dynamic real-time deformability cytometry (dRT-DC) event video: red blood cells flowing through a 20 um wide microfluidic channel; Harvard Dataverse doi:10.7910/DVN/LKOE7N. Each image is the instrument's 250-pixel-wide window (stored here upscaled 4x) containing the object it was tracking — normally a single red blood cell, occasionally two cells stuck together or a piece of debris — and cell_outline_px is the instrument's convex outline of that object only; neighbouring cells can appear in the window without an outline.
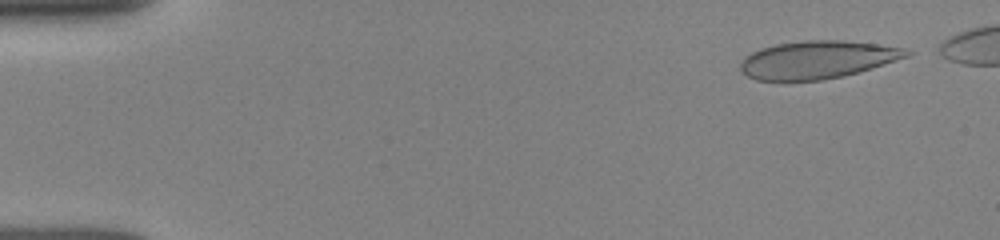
{"species": "human", "species_latin": "Homo sapiens", "temperature_condition": "room temperature", "stored_images_in_passage": 46, "camera_frame_rate_fps": 3000, "um_per_image_px": 0.085, "donor": {"sex": "female"}, "frame": {"image": 1, "passage_image": 2, "time_ms": 0.333, "image_size_px": [1000, 240], "cell_outline_px": [[916, 52], [908, 56], [872, 68], [844, 76], [820, 80], [756, 80], [740, 72], [740, 64], [752, 52], [760, 48], [776, 44], [808, 40], [844, 40], [876, 44], [904, 48]], "centroid_in_image_um": [69.5, 5.07], "position_along_channel_um": 15.5, "area_um2": 36.41}}
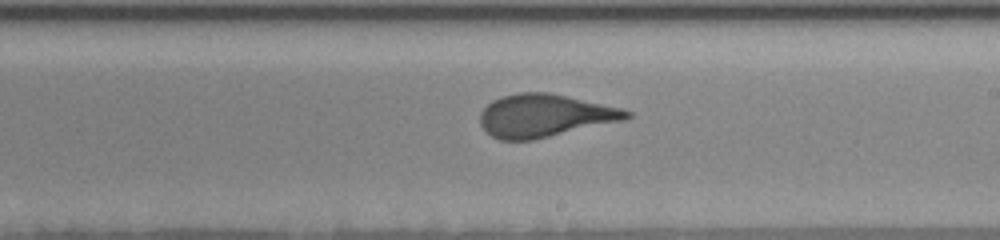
{"frame": {"image": 2, "passage_image": 28, "time_ms": 9.0, "image_size_px": [1000, 240], "cell_outline_px": [[632, 116], [624, 120], [532, 140], [500, 140], [492, 136], [480, 124], [480, 112], [492, 100], [500, 96], [520, 92], [548, 92], [620, 108], [632, 112]], "centroid_in_image_um": [46.26, 9.82], "position_along_channel_um": 242.7, "area_um2": 36.24}}
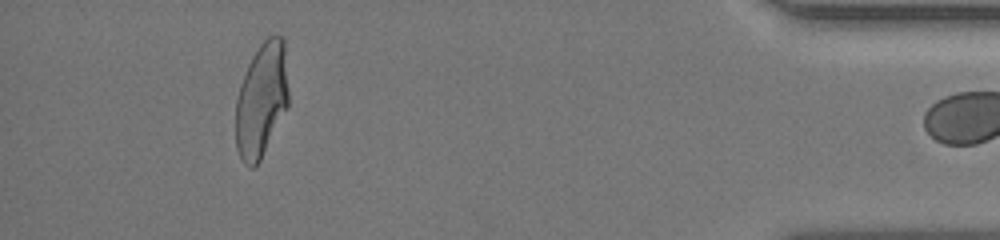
{"frame": {"image": 3, "passage_image": 45, "time_ms": 14.667, "image_size_px": [1000, 240], "cell_outline_px": [[288, 108], [260, 160], [252, 168], [248, 168], [244, 164], [236, 148], [236, 100], [240, 84], [248, 64], [252, 56], [260, 44], [268, 36], [284, 36], [288, 92]], "centroid_in_image_um": [22.23, 8.5], "position_along_channel_um": 413.0, "area_um2": 35.37}}